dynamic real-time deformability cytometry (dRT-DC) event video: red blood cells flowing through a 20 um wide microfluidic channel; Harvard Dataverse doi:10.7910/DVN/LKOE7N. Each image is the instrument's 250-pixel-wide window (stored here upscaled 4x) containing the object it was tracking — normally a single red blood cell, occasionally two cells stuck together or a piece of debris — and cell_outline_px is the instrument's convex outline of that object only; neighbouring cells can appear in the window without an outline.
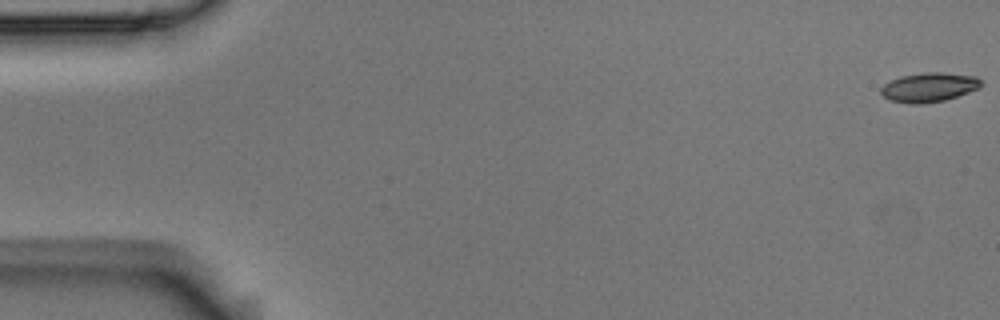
{"species": "Egyptian fruit bat (a non-hibernating species)", "species_latin": "Rousettus aegyptiacus", "temperature_condition": "room temperature", "stored_images_in_passage": 6, "segment_of_instrument_passage": [1, 2], "camera_frame_rate_fps": 3000, "um_per_image_px": 0.085, "animal": {"sex": "male"}, "frame": {"image": 1, "passage_image": 1, "time_ms": 0.0, "image_size_px": [1000, 320], "cell_outline_px": [[984, 84], [980, 88], [944, 100], [920, 104], [912, 104], [888, 100], [880, 92], [880, 88], [884, 84], [900, 76], [924, 72], [940, 72], [976, 76]], "centroid_in_image_um": [78.96, 7.41], "position_along_channel_um": 6.0, "area_um2": 17.11}}
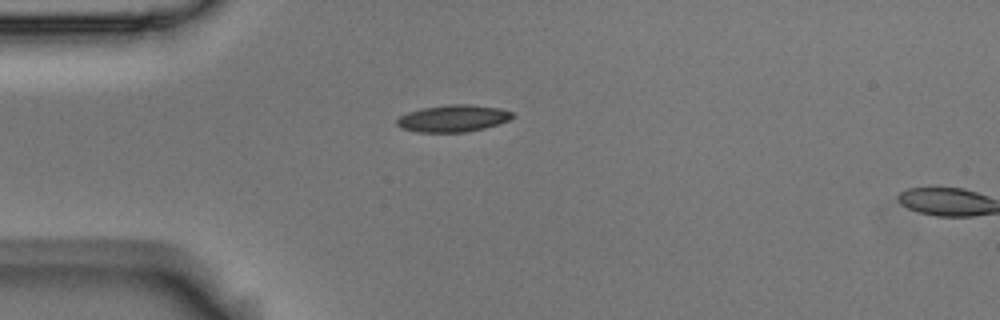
{"frame": {"image": 2, "passage_image": 5, "time_ms": 1.333, "image_size_px": [1000, 320], "cell_outline_px": [[516, 116], [508, 120], [484, 128], [468, 132], [416, 132], [400, 128], [396, 124], [396, 120], [400, 116], [408, 112], [420, 108], [452, 104], [468, 104], [500, 108], [512, 112]], "centroid_in_image_um": [38.49, 10.06], "position_along_channel_um": 46.5, "area_um2": 18.21}}